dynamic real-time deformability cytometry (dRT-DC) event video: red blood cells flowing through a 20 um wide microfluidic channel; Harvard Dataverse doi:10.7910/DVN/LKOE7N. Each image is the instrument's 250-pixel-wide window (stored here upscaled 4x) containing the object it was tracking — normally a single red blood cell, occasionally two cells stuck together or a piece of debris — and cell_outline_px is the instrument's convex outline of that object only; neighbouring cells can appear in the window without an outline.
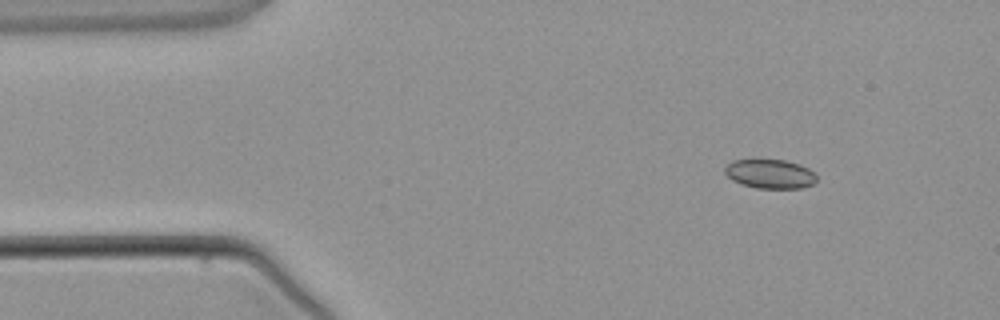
{"species": "common noctule bat (a hibernating species)", "species_latin": "Nyctalus noctula", "temperature_condition": "warm", "stored_images_in_passage": 3, "camera_frame_rate_fps": 3000, "um_per_image_px": 0.085, "animal": {"sex": "male", "body_mass_g": 21.5, "forearm_length_mm": 52.0}, "frame": {"image": 1, "passage_image": 1, "time_ms": 0.0, "image_size_px": [1000, 320], "cell_outline_px": [[816, 180], [812, 184], [800, 188], [756, 188], [740, 184], [732, 180], [724, 172], [724, 168], [732, 160], [784, 160], [800, 164], [808, 168], [816, 176]], "centroid_in_image_um": [65.43, 14.78], "position_along_channel_um": 19.6, "area_um2": 15.49}}
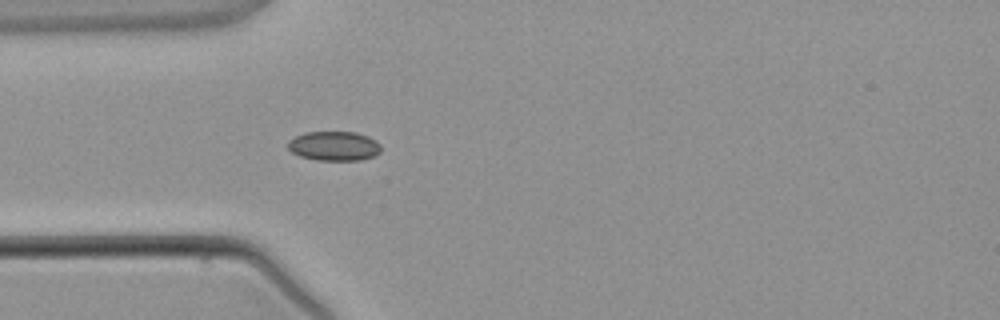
{"frame": {"image": 2, "passage_image": 3, "time_ms": 2.333, "image_size_px": [1000, 320], "cell_outline_px": [[380, 152], [376, 156], [360, 160], [316, 160], [300, 156], [292, 152], [288, 148], [288, 140], [304, 132], [356, 132], [368, 136], [380, 144]], "centroid_in_image_um": [28.4, 12.41], "position_along_channel_um": 56.6, "area_um2": 16.01}}